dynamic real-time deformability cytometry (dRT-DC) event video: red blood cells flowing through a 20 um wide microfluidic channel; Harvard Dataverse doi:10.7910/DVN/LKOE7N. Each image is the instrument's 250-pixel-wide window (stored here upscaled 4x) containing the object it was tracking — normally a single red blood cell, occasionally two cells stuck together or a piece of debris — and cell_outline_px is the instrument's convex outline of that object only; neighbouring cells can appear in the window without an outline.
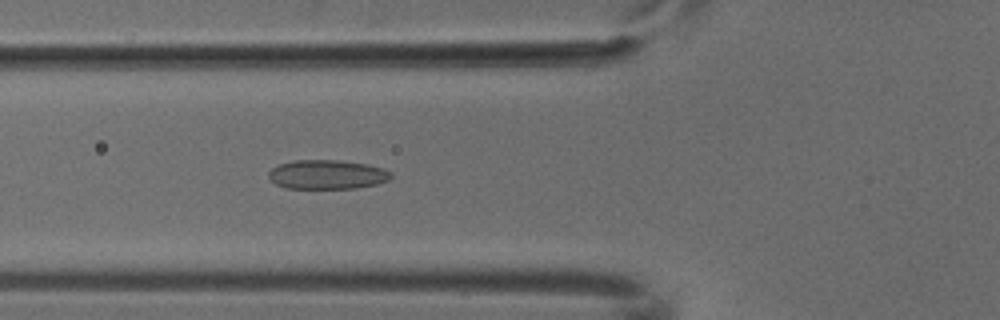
{"species": "common noctule bat (a hibernating species)", "species_latin": "Nyctalus noctula", "temperature_condition": "cold", "stored_images_in_passage": 3, "camera_frame_rate_fps": 3000, "um_per_image_px": 0.085, "animal": {"sex": "male", "body_mass_g": 18.8}, "frame": {"image": 1, "passage_image": 3, "time_ms": 0.667, "image_size_px": [1000, 320], "cell_outline_px": [[392, 176], [388, 180], [376, 184], [356, 188], [284, 188], [276, 184], [268, 176], [268, 172], [272, 168], [280, 164], [296, 160], [336, 160], [368, 164], [384, 168], [392, 172]], "centroid_in_image_um": [27.82, 14.83], "position_along_channel_um": 98.0, "area_um2": 20.81}}